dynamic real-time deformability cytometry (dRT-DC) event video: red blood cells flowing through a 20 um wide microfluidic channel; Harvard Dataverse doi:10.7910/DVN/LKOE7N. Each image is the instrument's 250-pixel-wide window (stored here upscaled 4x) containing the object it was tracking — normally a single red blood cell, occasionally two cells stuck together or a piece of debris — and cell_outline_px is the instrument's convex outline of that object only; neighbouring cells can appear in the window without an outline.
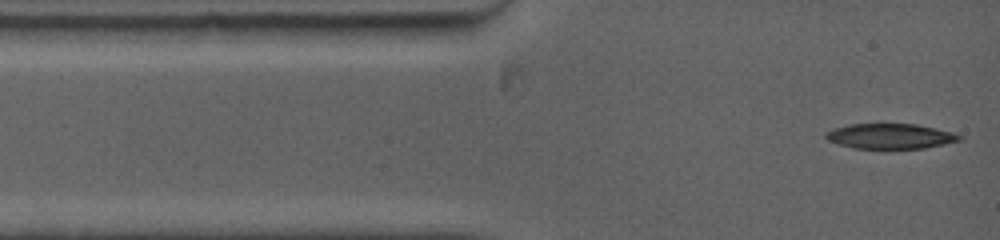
{"species": "common noctule bat (a hibernating species)", "species_latin": "Nyctalus noctula", "temperature_condition": "warm", "stored_images_in_passage": 8, "camera_frame_rate_fps": 5000, "um_per_image_px": 0.085, "animal": {"sex": "female", "body_mass_g": 19.0, "forearm_length_mm": 53.3}, "frame": {"image": 1, "passage_image": 1, "time_ms": 0.0, "image_size_px": [1000, 240], "cell_outline_px": [[964, 136], [960, 140], [944, 144], [924, 148], [852, 148], [828, 140], [824, 136], [824, 132], [832, 128], [848, 124], [916, 124], [936, 128], [952, 132]], "centroid_in_image_um": [75.65, 11.56], "position_along_channel_um": 9.3, "area_um2": 19.59}}
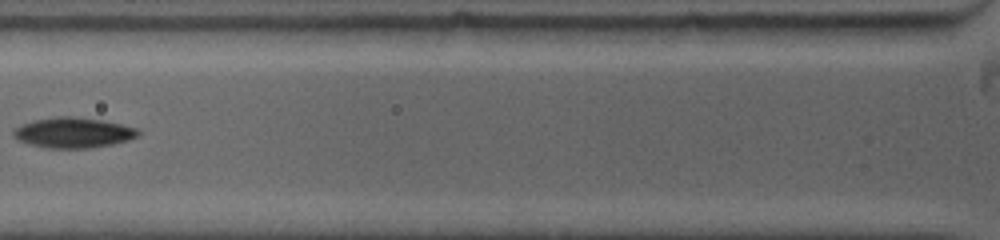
{"frame": {"image": 2, "passage_image": 6, "time_ms": 3.8, "image_size_px": [1000, 240], "cell_outline_px": [[140, 132], [136, 136], [128, 140], [112, 144], [88, 148], [48, 148], [28, 144], [16, 140], [12, 136], [12, 132], [20, 124], [32, 120], [56, 116], [72, 116], [104, 120], [136, 128]], "centroid_in_image_um": [6.16, 11.27], "position_along_channel_um": 119.6, "area_um2": 22.2}}
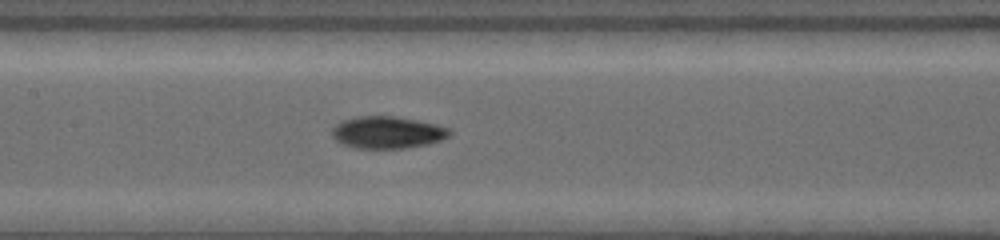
{"frame": {"image": 3, "passage_image": 8, "time_ms": 5.2, "image_size_px": [1000, 240], "cell_outline_px": [[452, 132], [448, 136], [440, 140], [428, 144], [404, 148], [356, 148], [340, 144], [332, 136], [332, 128], [340, 120], [360, 116], [392, 116], [416, 120], [436, 124], [448, 128]], "centroid_in_image_um": [32.88, 11.25], "position_along_channel_um": 174.5, "area_um2": 21.96}}